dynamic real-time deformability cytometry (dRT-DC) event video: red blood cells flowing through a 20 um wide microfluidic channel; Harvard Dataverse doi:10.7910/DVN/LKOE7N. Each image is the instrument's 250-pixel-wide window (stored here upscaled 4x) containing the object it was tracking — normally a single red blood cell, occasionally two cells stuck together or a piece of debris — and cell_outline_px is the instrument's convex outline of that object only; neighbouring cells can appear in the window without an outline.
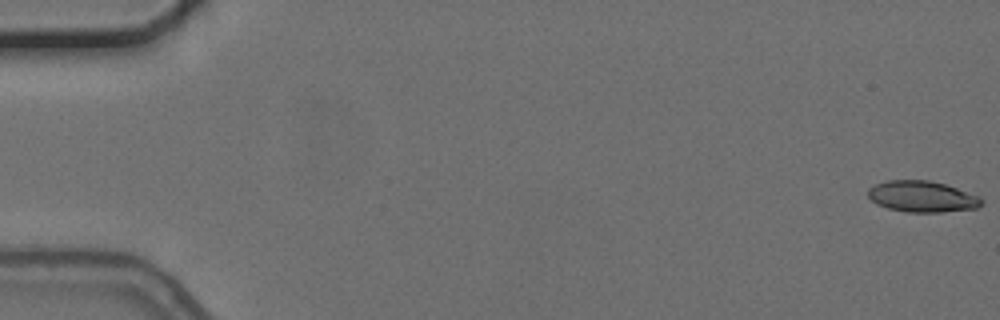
{"species": "common noctule bat (a hibernating species)", "species_latin": "Nyctalus noctula", "temperature_condition": "cold", "stored_images_in_passage": 5, "camera_frame_rate_fps": 3000, "um_per_image_px": 0.085, "animal": {"sex": "female", "body_mass_g": 24.6, "forearm_length_mm": 56.2}, "frame": {"image": 1, "passage_image": 1, "time_ms": 0.0, "image_size_px": [1000, 320], "cell_outline_px": [[984, 200], [976, 208], [940, 212], [908, 212], [888, 208], [876, 204], [868, 196], [868, 188], [876, 184], [888, 180], [928, 180], [944, 184], [980, 196]], "centroid_in_image_um": [78.36, 16.7], "position_along_channel_um": 6.6, "area_um2": 20.46}}
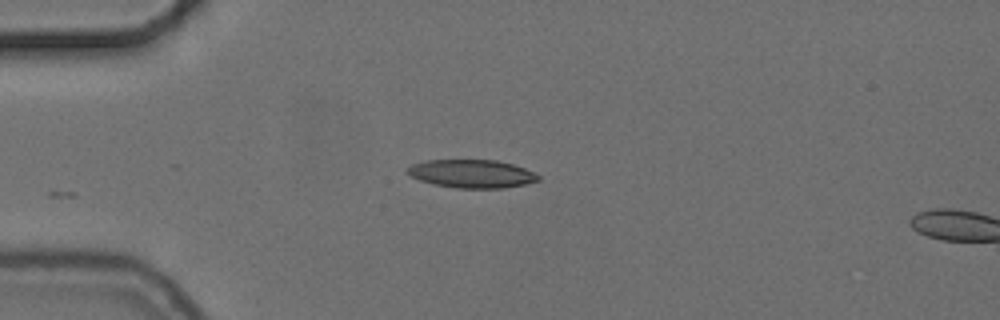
{"frame": {"image": 2, "passage_image": 5, "time_ms": 4.667, "image_size_px": [1000, 320], "cell_outline_px": [[540, 180], [524, 184], [504, 188], [456, 188], [432, 184], [420, 180], [412, 176], [408, 172], [408, 168], [412, 164], [424, 160], [496, 160], [512, 164], [524, 168], [540, 176]], "centroid_in_image_um": [40.1, 14.77], "position_along_channel_um": 44.9, "area_um2": 21.39}}